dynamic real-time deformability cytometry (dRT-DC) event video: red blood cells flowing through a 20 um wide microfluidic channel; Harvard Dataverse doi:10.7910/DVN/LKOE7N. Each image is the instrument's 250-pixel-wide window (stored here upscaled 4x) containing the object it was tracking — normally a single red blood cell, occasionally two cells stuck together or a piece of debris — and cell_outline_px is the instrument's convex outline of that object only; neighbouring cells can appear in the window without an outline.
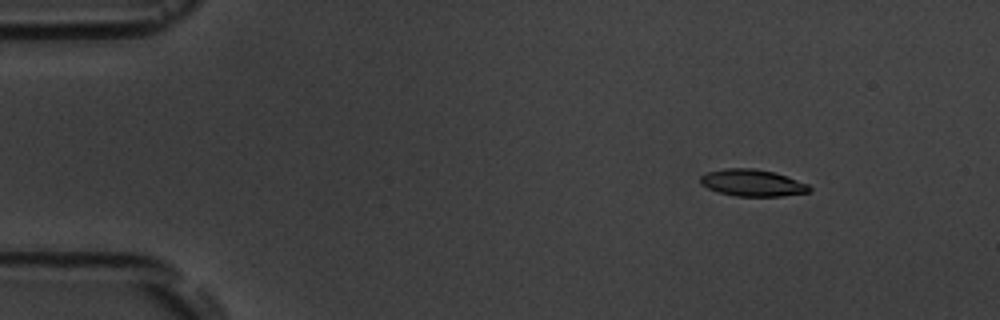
{"species": "common noctule bat (a hibernating species)", "species_latin": "Nyctalus noctula", "temperature_condition": "room temperature", "stored_images_in_passage": 4, "camera_frame_rate_fps": 3000, "um_per_image_px": 0.085, "animal": {"sex": "male", "body_mass_g": 19.5, "forearm_length_mm": 54.6}, "frame": {"image": 1, "passage_image": 2, "time_ms": 1.333, "image_size_px": [1000, 320], "cell_outline_px": [[812, 192], [780, 196], [736, 196], [720, 192], [708, 188], [700, 184], [700, 176], [708, 172], [724, 168], [752, 168], [776, 172], [808, 184], [812, 188]], "centroid_in_image_um": [63.98, 15.54], "position_along_channel_um": 21.0, "area_um2": 17.11}}